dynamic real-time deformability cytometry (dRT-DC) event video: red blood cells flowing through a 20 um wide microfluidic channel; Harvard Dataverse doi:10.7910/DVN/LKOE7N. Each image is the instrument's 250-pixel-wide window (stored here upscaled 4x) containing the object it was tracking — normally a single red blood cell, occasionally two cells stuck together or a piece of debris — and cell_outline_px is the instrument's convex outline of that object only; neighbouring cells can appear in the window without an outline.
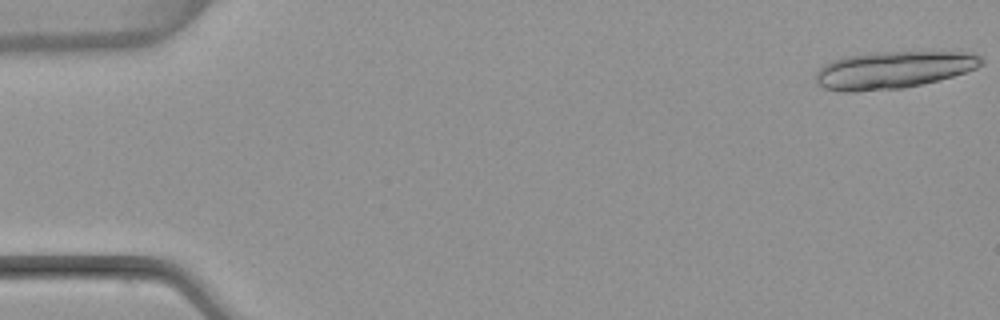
{"species": "common noctule bat (a hibernating species)", "species_latin": "Nyctalus noctula", "temperature_condition": "warm", "stored_images_in_passage": 3, "camera_frame_rate_fps": 3000, "um_per_image_px": 0.085, "animal": {"sex": "female", "body_mass_g": 22.7, "forearm_length_mm": 54.2}, "frame": {"image": 1, "passage_image": 1, "time_ms": 0.0, "image_size_px": [1000, 320], "cell_outline_px": [[984, 64], [976, 68], [940, 80], [904, 88], [852, 92], [840, 92], [824, 88], [816, 84], [816, 72], [824, 64], [832, 60], [844, 56], [868, 52], [952, 48], [980, 56], [984, 60]], "centroid_in_image_um": [76.0, 5.88], "position_along_channel_um": 9.0, "area_um2": 37.63}}